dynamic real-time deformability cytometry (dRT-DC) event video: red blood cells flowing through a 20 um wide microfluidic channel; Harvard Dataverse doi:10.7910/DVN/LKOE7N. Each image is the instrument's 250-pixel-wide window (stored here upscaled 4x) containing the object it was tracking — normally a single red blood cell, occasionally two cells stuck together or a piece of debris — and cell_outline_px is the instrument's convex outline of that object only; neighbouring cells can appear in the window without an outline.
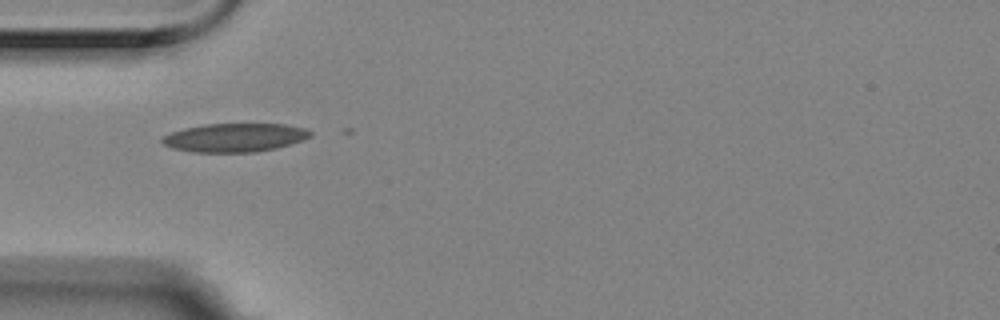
{"species": "Egyptian fruit bat (a non-hibernating species)", "species_latin": "Rousettus aegyptiacus", "temperature_condition": "room temperature", "stored_images_in_passage": 2, "camera_frame_rate_fps": 3000, "um_per_image_px": 0.085, "animal": {"sex": "female"}, "frame": {"image": 1, "passage_image": 1, "time_ms": 0.0, "image_size_px": [1000, 320], "cell_outline_px": [[312, 136], [304, 140], [276, 148], [256, 152], [192, 152], [172, 148], [164, 144], [160, 140], [164, 136], [172, 132], [184, 128], [204, 124], [284, 124], [308, 128], [312, 132]], "centroid_in_image_um": [19.99, 11.69], "position_along_channel_um": 65.0, "area_um2": 24.8}}
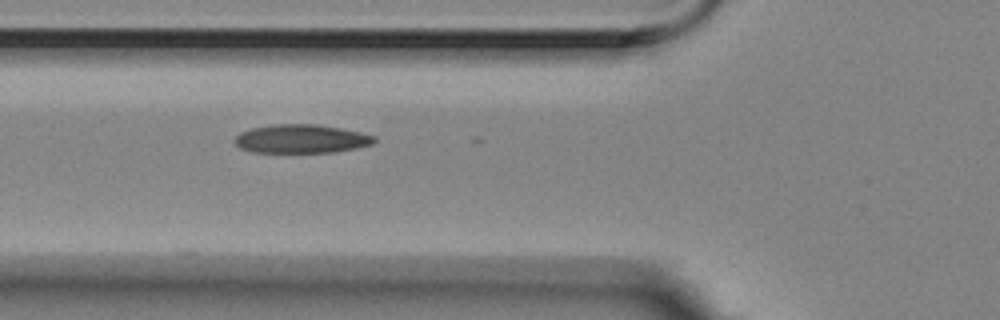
{"frame": {"image": 2, "passage_image": 2, "time_ms": 0.333, "image_size_px": [1000, 320], "cell_outline_px": [[376, 140], [372, 144], [356, 148], [336, 152], [248, 152], [240, 148], [232, 140], [240, 132], [252, 128], [272, 124], [316, 124], [340, 128], [360, 132], [376, 136]], "centroid_in_image_um": [25.58, 11.8], "position_along_channel_um": 100.2, "area_um2": 23.41}}